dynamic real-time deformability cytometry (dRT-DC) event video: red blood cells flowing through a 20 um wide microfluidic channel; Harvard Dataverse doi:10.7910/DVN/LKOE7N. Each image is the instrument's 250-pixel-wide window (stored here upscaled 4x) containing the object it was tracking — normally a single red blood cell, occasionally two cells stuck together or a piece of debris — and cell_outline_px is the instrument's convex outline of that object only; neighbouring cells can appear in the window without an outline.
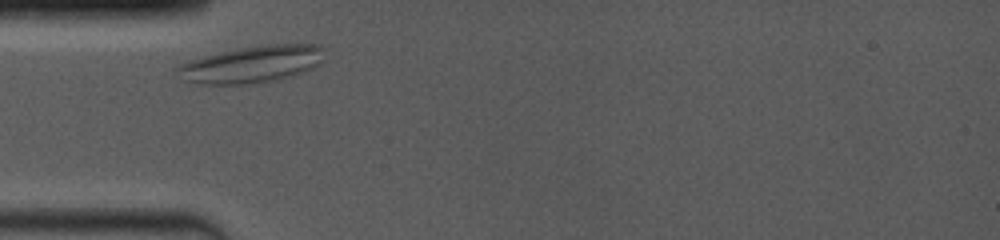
{"species": "common noctule bat (a hibernating species)", "species_latin": "Nyctalus noctula", "temperature_condition": "room temperature", "stored_images_in_passage": 2, "camera_frame_rate_fps": 4000, "um_per_image_px": 0.085, "animal": {"sex": "female", "body_mass_g": 19.0, "forearm_length_mm": 53.3}, "frame": {"image": 1, "passage_image": 1, "time_ms": 0.0, "image_size_px": [1000, 240], "cell_outline_px": [[328, 48], [316, 64], [312, 68], [304, 72], [288, 76], [252, 84], [200, 84], [188, 80], [176, 68], [180, 64], [188, 60], [220, 52], [240, 48], [264, 44], [320, 44]], "centroid_in_image_um": [21.46, 5.43], "position_along_channel_um": 63.5, "area_um2": 31.15}}
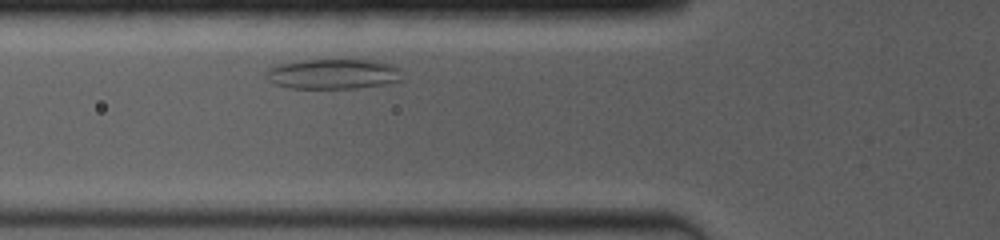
{"frame": {"image": 2, "passage_image": 2, "time_ms": 1.0, "image_size_px": [1000, 240], "cell_outline_px": [[400, 80], [384, 84], [356, 88], [288, 88], [276, 84], [268, 80], [264, 76], [264, 72], [268, 68], [276, 64], [300, 60], [376, 60], [392, 64], [396, 68]], "centroid_in_image_um": [28.21, 6.28], "position_along_channel_um": 97.6, "area_um2": 23.81}}